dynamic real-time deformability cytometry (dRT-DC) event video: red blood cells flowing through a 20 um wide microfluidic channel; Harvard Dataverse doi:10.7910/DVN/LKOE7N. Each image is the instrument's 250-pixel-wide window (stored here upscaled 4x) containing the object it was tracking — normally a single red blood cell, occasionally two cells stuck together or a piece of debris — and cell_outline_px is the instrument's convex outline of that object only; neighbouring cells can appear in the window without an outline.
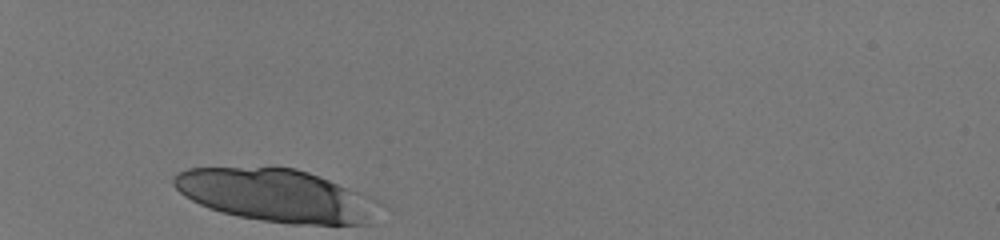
{"species": "human", "species_latin": "Homo sapiens", "temperature_condition": "room temperature", "stored_images_in_passage": 29, "camera_frame_rate_fps": 3000, "um_per_image_px": 0.085, "donor": {"sex": "male"}, "frame": {"image": 1, "passage_image": 1, "time_ms": 0.0, "image_size_px": [1000, 240], "cell_outline_px": [[372, 224], [288, 224], [260, 220], [240, 216], [208, 208], [184, 196], [172, 184], [172, 176], [188, 168], [296, 168], [320, 176], [348, 188], [356, 192]], "centroid_in_image_um": [23.17, 16.59], "position_along_channel_um": 61.8, "area_um2": 60.23}}